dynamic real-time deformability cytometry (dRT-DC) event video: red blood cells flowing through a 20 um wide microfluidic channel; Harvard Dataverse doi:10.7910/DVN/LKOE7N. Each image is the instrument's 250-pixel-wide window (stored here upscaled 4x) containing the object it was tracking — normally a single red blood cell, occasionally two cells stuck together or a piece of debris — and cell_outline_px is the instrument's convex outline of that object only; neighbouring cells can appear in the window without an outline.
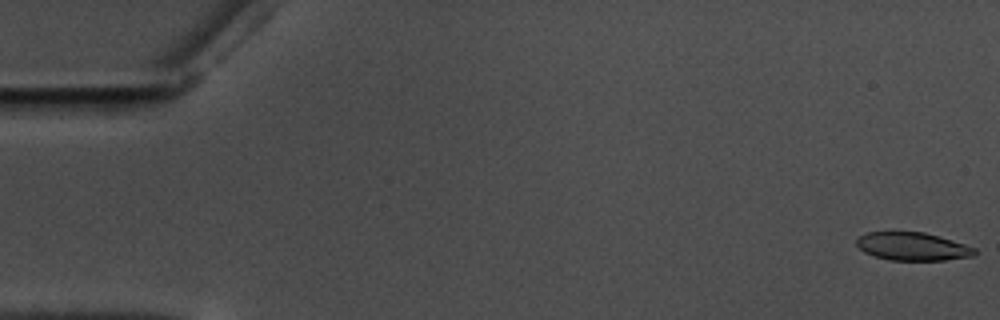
{"species": "common noctule bat (a hibernating species)", "species_latin": "Nyctalus noctula", "temperature_condition": "warm", "stored_images_in_passage": 58, "camera_frame_rate_fps": 3000, "um_per_image_px": 0.085, "animal": {"sex": "male", "body_mass_g": 17.5, "forearm_length_mm": 52.3}, "frame": {"image": 1, "passage_image": 1, "time_ms": 0.0, "image_size_px": [1000, 320], "cell_outline_px": [[976, 252], [972, 256], [944, 260], [888, 260], [864, 252], [856, 244], [856, 240], [860, 236], [868, 232], [924, 232], [964, 244], [976, 248]], "centroid_in_image_um": [77.55, 20.95], "position_along_channel_um": 7.4, "area_um2": 19.07}}
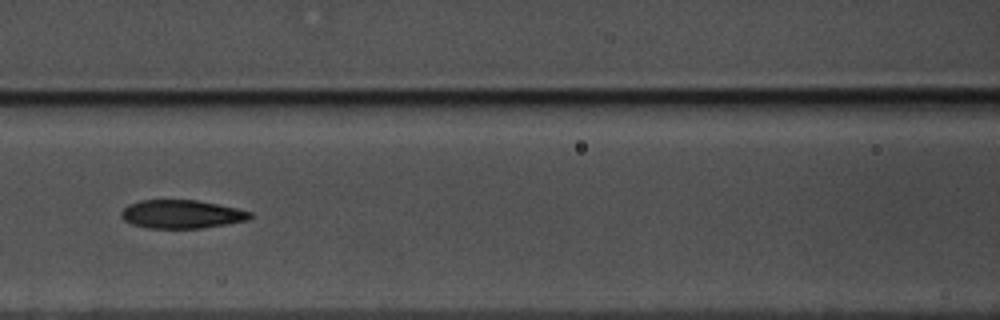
{"frame": {"image": 2, "passage_image": 26, "time_ms": 8.333, "image_size_px": [1000, 320], "cell_outline_px": [[252, 216], [248, 220], [204, 228], [148, 228], [132, 224], [124, 220], [120, 216], [120, 212], [128, 204], [140, 200], [196, 200], [236, 208], [252, 212]], "centroid_in_image_um": [15.41, 18.21], "position_along_channel_um": 151.2, "area_um2": 21.33}}
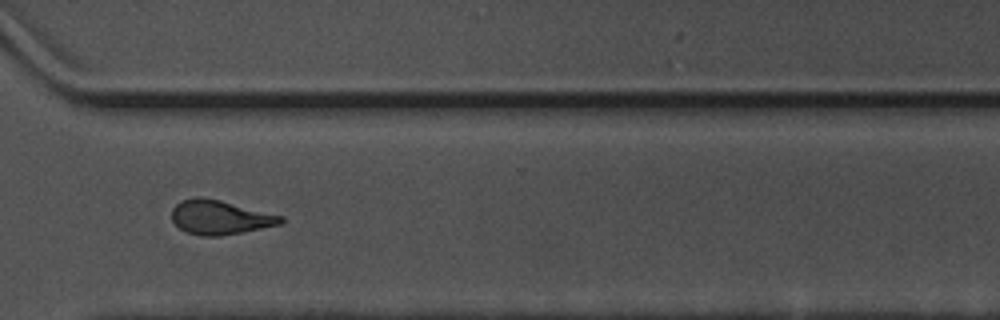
{"frame": {"image": 3, "passage_image": 43, "time_ms": 14.0, "image_size_px": [1000, 320], "cell_outline_px": [[284, 220], [280, 224], [220, 236], [200, 236], [188, 232], [180, 228], [172, 220], [172, 208], [180, 200], [196, 196], [200, 196], [220, 200], [284, 216]], "centroid_in_image_um": [18.67, 18.46], "position_along_channel_um": 351.9, "area_um2": 21.62}, "authors_computed_cell_mechanics": {"area_um2": 21.5594, "velocity_mm_per_s": 3.5476, "shape_relaxation_time_tau1_ms": 5.6409, "shape_relaxation_time_tau2_ms": 2.6445, "deformation_change_tau1": 0.166, "deformation_change_tau2": 0.1017}}